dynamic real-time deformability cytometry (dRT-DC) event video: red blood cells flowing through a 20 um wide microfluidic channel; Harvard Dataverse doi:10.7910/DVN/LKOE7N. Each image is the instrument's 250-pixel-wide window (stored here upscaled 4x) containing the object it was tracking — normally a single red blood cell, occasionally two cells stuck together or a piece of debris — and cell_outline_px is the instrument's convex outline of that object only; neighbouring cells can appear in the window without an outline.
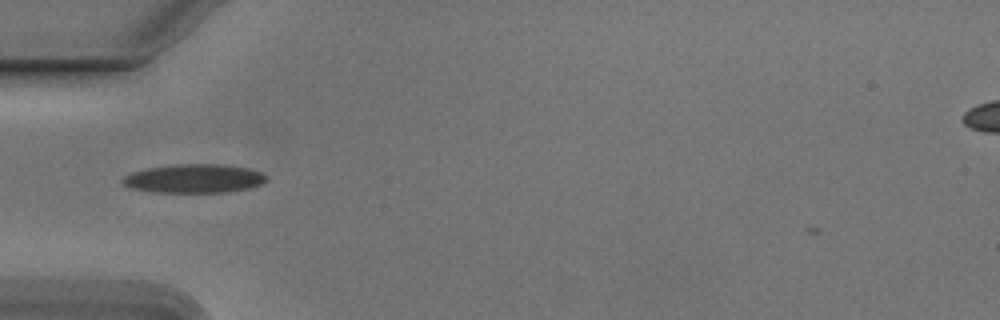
{"species": "Egyptian fruit bat (a non-hibernating species)", "species_latin": "Rousettus aegyptiacus", "temperature_condition": "cold", "stored_images_in_passage": 40, "camera_frame_rate_fps": 3000, "um_per_image_px": 0.085, "animal": {"sex": "male"}, "frame": {"image": 1, "passage_image": 4, "time_ms": 1.0, "image_size_px": [1000, 320], "cell_outline_px": [[268, 180], [264, 184], [248, 188], [228, 192], [148, 192], [128, 188], [120, 180], [124, 176], [132, 172], [148, 168], [176, 164], [228, 164], [248, 168], [260, 172], [268, 176]], "centroid_in_image_um": [16.51, 15.18], "position_along_channel_um": 68.5, "area_um2": 24.45}}
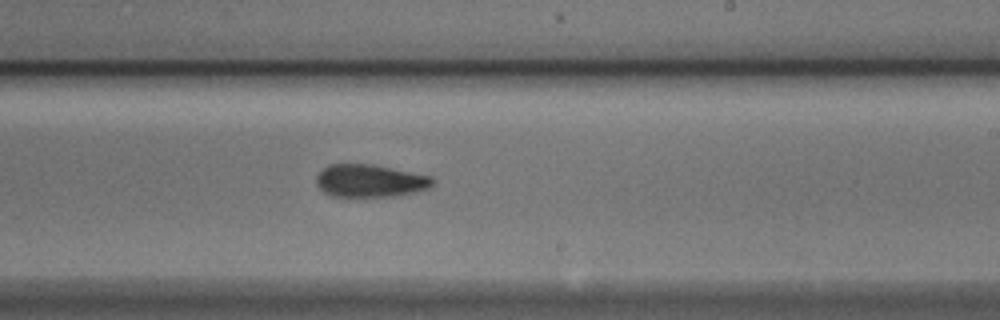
{"frame": {"image": 2, "passage_image": 19, "time_ms": 6.0, "image_size_px": [1000, 320], "cell_outline_px": [[436, 184], [428, 188], [416, 192], [396, 196], [332, 196], [324, 192], [316, 184], [316, 176], [328, 164], [372, 164], [432, 176], [436, 180]], "centroid_in_image_um": [31.49, 15.36], "position_along_channel_um": 257.5, "area_um2": 22.25}}
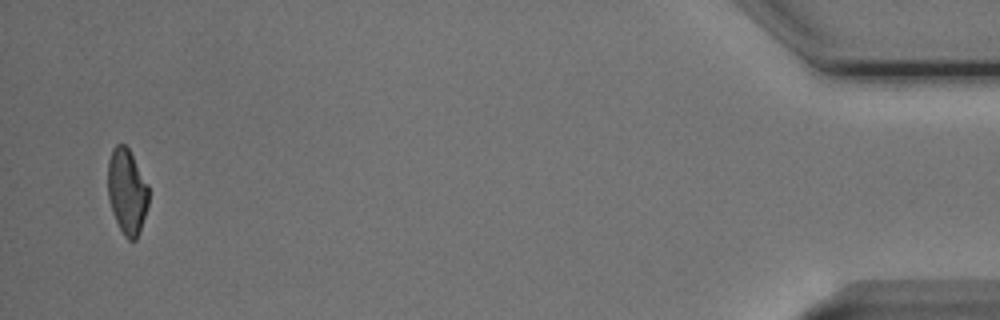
{"frame": {"image": 3, "passage_image": 39, "time_ms": 12.667, "image_size_px": [1000, 320], "cell_outline_px": [[148, 204], [140, 232], [136, 240], [128, 240], [124, 236], [112, 212], [108, 196], [108, 160], [112, 148], [116, 144], [124, 144], [128, 148], [148, 184]], "centroid_in_image_um": [10.79, 16.28], "position_along_channel_um": 424.4, "area_um2": 20.29}}